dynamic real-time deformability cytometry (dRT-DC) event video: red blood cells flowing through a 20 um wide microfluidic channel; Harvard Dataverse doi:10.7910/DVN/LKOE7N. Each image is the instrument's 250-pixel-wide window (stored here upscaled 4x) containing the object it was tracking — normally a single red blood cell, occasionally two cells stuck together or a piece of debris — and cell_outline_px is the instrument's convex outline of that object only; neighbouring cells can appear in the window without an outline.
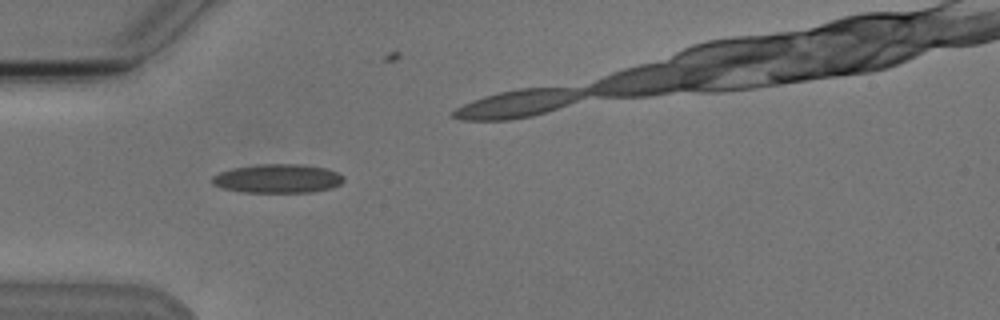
{"species": "Egyptian fruit bat (a non-hibernating species)", "species_latin": "Rousettus aegyptiacus", "temperature_condition": "cold", "stored_images_in_passage": 8, "camera_frame_rate_fps": 3000, "um_per_image_px": 0.085, "animal": {"sex": "male"}, "frame": {"image": 1, "passage_image": 6, "time_ms": 6.0, "image_size_px": [1000, 320], "cell_outline_px": [[344, 180], [340, 184], [332, 188], [312, 192], [244, 192], [224, 188], [212, 184], [212, 176], [220, 172], [232, 168], [256, 164], [304, 164], [324, 168], [336, 172], [344, 176]], "centroid_in_image_um": [23.61, 15.17], "position_along_channel_um": 61.4, "area_um2": 22.14}}